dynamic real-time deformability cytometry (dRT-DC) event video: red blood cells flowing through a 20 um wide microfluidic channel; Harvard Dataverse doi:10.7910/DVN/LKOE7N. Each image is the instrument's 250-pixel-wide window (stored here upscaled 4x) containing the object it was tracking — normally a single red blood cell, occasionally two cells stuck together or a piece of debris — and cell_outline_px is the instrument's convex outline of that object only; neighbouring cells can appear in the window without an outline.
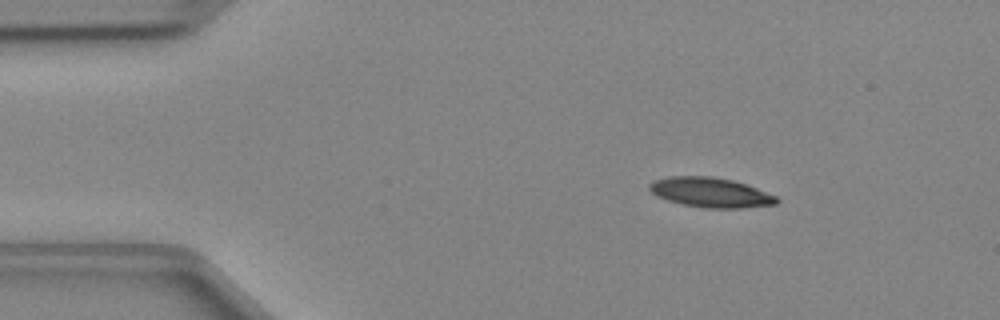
{"species": "Egyptian fruit bat (a non-hibernating species)", "species_latin": "Rousettus aegyptiacus", "temperature_condition": "cold", "stored_images_in_passage": 46, "camera_frame_rate_fps": 3000, "um_per_image_px": 0.085, "animal": {"sex": "female"}, "frame": {"image": 1, "passage_image": 6, "time_ms": 1.667, "image_size_px": [1000, 320], "cell_outline_px": [[780, 200], [776, 204], [740, 208], [704, 208], [684, 204], [668, 200], [656, 196], [648, 188], [648, 184], [656, 180], [668, 176], [712, 176], [732, 180], [756, 188], [776, 196]], "centroid_in_image_um": [60.38, 16.35], "position_along_channel_um": 24.6, "area_um2": 21.91}}
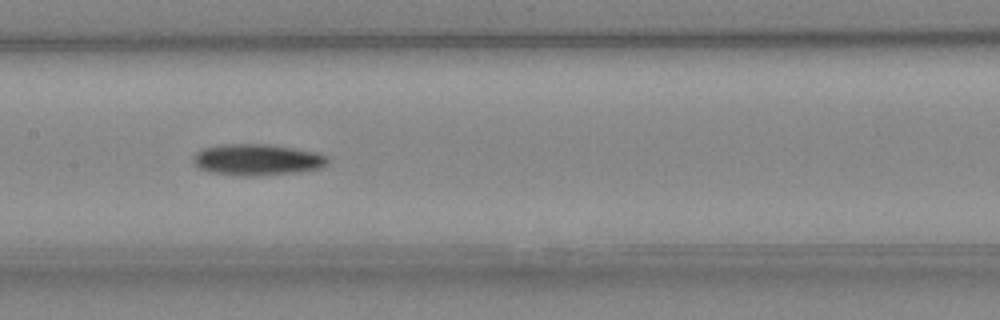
{"frame": {"image": 2, "passage_image": 22, "time_ms": 7.0, "image_size_px": [1000, 320], "cell_outline_px": [[328, 164], [320, 168], [296, 172], [256, 176], [240, 176], [208, 172], [192, 164], [192, 156], [196, 152], [204, 148], [220, 144], [264, 144], [292, 148], [316, 152], [328, 156]], "centroid_in_image_um": [21.81, 13.58], "position_along_channel_um": 185.6, "area_um2": 24.68}}
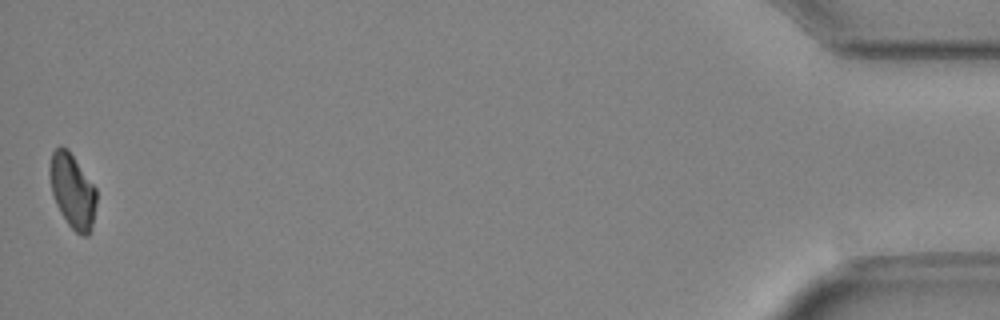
{"frame": {"image": 3, "passage_image": 46, "time_ms": 15.0, "image_size_px": [1000, 320], "cell_outline_px": [[96, 204], [92, 228], [88, 236], [84, 236], [76, 232], [68, 224], [60, 212], [56, 204], [52, 192], [48, 172], [48, 168], [52, 152], [60, 144], [68, 148], [96, 188]], "centroid_in_image_um": [6.15, 16.2], "position_along_channel_um": 429.1, "area_um2": 20.46}}